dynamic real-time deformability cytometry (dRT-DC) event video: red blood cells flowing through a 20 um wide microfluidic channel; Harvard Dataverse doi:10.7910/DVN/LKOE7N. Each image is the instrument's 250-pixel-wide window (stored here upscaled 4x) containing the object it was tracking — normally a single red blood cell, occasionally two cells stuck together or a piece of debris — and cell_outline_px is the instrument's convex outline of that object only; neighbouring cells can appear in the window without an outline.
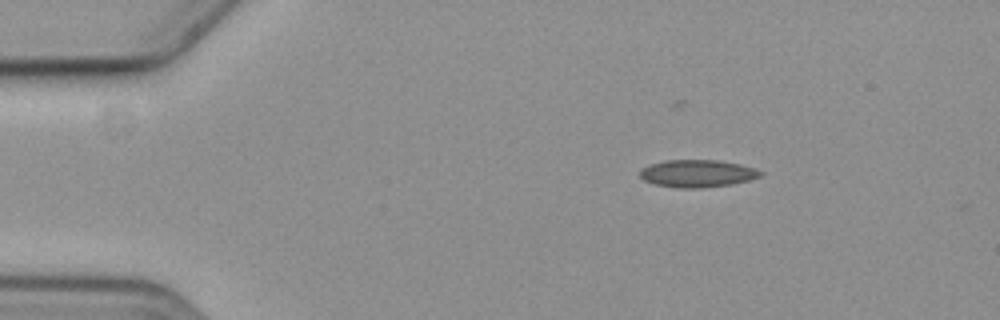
{"species": "common noctule bat (a hibernating species)", "species_latin": "Nyctalus noctula", "temperature_condition": "cold", "stored_images_in_passage": 5, "camera_frame_rate_fps": 3000, "um_per_image_px": 0.085, "animal": {"sex": "female", "body_mass_g": 19.3, "forearm_length_mm": 54.1}, "frame": {"image": 1, "passage_image": 3, "time_ms": 2.333, "image_size_px": [1000, 320], "cell_outline_px": [[764, 172], [760, 176], [748, 180], [728, 184], [696, 188], [680, 188], [652, 184], [644, 180], [640, 176], [640, 168], [648, 164], [664, 160], [716, 160], [740, 164], [756, 168]], "centroid_in_image_um": [59.22, 14.73], "position_along_channel_um": 25.8, "area_um2": 19.25}}